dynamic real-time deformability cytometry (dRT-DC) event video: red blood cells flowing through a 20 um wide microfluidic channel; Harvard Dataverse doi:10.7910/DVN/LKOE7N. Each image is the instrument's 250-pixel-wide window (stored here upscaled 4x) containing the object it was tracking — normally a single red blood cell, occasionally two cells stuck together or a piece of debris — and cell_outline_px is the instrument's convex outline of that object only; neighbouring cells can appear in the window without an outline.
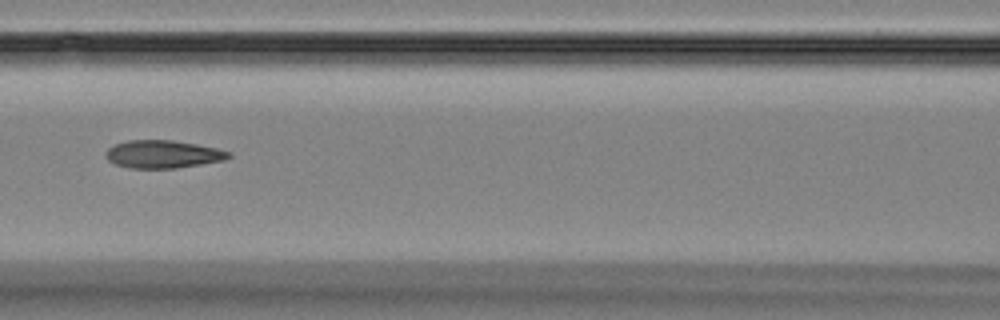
{"species": "Egyptian fruit bat (a non-hibernating species)", "species_latin": "Rousettus aegyptiacus", "temperature_condition": "room temperature", "stored_images_in_passage": 9, "camera_frame_rate_fps": 3000, "um_per_image_px": 0.085, "animal": {"sex": "female"}, "frame": {"image": 1, "passage_image": 7, "time_ms": 8.0, "image_size_px": [1000, 320], "cell_outline_px": [[232, 156], [224, 160], [176, 168], [128, 168], [116, 164], [108, 160], [108, 148], [116, 144], [128, 140], [172, 140], [196, 144], [216, 148], [232, 152]], "centroid_in_image_um": [13.89, 13.1], "position_along_channel_um": 152.7, "area_um2": 19.71}}
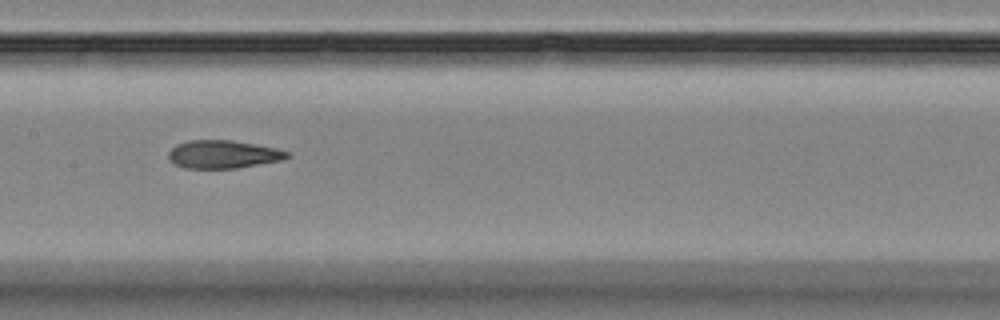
{"frame": {"image": 2, "passage_image": 8, "time_ms": 9.0, "image_size_px": [1000, 320], "cell_outline_px": [[292, 156], [284, 160], [236, 168], [184, 168], [172, 164], [168, 156], [168, 152], [176, 144], [188, 140], [232, 140], [276, 148], [288, 152]], "centroid_in_image_um": [18.95, 13.12], "position_along_channel_um": 188.4, "area_um2": 19.54}}
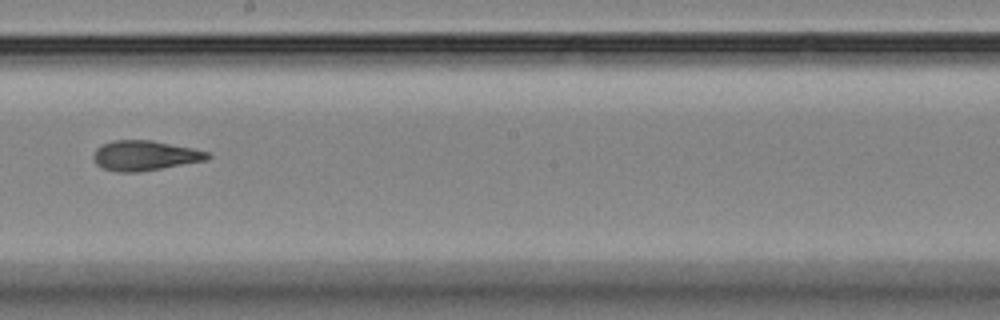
{"frame": {"image": 3, "passage_image": 9, "time_ms": 10.333, "image_size_px": [1000, 320], "cell_outline_px": [[212, 156], [208, 160], [136, 172], [120, 172], [104, 168], [96, 164], [92, 156], [96, 148], [112, 140], [152, 140], [192, 148], [208, 152]], "centroid_in_image_um": [12.31, 13.21], "position_along_channel_um": 235.9, "area_um2": 19.77}}